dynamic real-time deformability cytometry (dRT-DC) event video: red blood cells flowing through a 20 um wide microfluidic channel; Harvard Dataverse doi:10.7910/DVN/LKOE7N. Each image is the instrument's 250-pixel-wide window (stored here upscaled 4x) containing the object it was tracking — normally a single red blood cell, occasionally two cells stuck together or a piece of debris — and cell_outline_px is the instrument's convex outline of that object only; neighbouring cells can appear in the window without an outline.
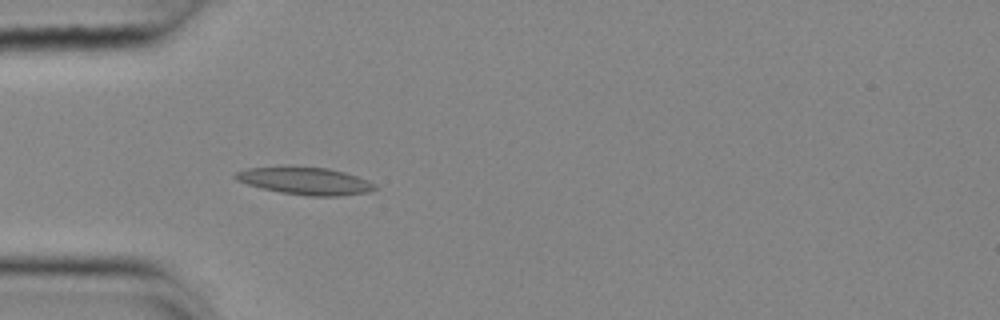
{"species": "common noctule bat (a hibernating species)", "species_latin": "Nyctalus noctula", "temperature_condition": "cold", "stored_images_in_passage": 13, "camera_frame_rate_fps": 3000, "um_per_image_px": 0.085, "animal": {"sex": "female", "body_mass_g": 25.1}, "frame": {"image": 1, "passage_image": 6, "time_ms": 1.667, "image_size_px": [1000, 320], "cell_outline_px": [[376, 188], [368, 192], [340, 196], [308, 196], [280, 192], [260, 188], [236, 180], [232, 176], [236, 172], [248, 168], [328, 168], [344, 172], [368, 180], [376, 184]], "centroid_in_image_um": [25.96, 15.41], "position_along_channel_um": 59.0, "area_um2": 21.73}}
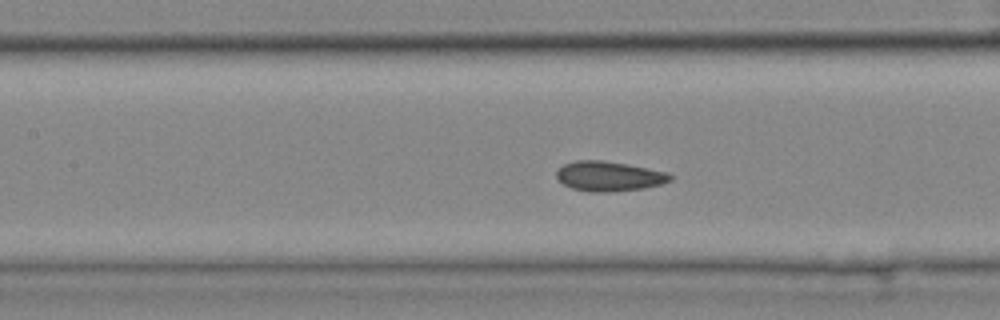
{"frame": {"image": 2, "passage_image": 11, "time_ms": 3.333, "image_size_px": [1000, 320], "cell_outline_px": [[672, 180], [660, 184], [644, 188], [616, 192], [588, 192], [572, 188], [564, 184], [556, 176], [556, 172], [564, 164], [576, 160], [600, 160], [628, 164], [668, 172], [672, 176]], "centroid_in_image_um": [51.78, 14.98], "position_along_channel_um": 155.6, "area_um2": 19.83}}